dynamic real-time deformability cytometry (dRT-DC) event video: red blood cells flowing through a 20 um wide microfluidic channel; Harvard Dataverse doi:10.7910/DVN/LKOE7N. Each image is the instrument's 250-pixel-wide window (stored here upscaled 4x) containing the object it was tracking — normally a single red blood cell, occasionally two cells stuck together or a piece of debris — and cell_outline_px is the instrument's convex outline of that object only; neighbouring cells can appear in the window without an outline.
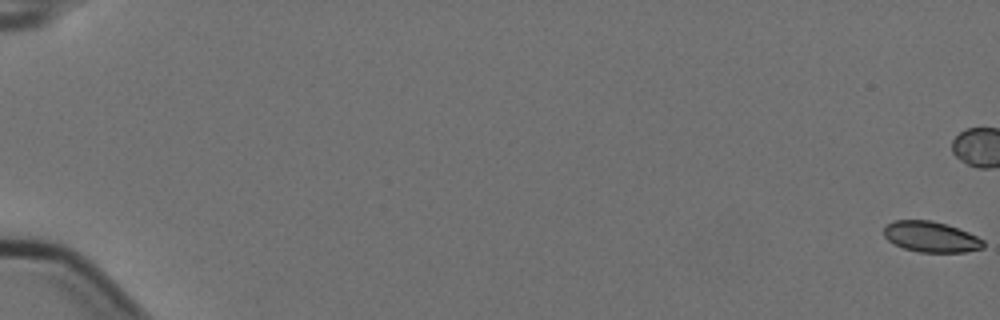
{"species": "Egyptian fruit bat (a non-hibernating species)", "species_latin": "Rousettus aegyptiacus", "temperature_condition": "cold", "stored_images_in_passage": 17, "camera_frame_rate_fps": 3000, "um_per_image_px": 0.085, "animal": {"sex": "female"}, "frame": {"image": 1, "passage_image": 1, "time_ms": 0.0, "image_size_px": [1000, 320], "cell_outline_px": [[984, 248], [964, 252], [920, 252], [904, 248], [888, 240], [884, 236], [884, 228], [892, 220], [932, 220], [948, 224], [968, 232], [984, 240]], "centroid_in_image_um": [79.15, 20.12], "position_along_channel_um": 5.9, "area_um2": 17.8}}
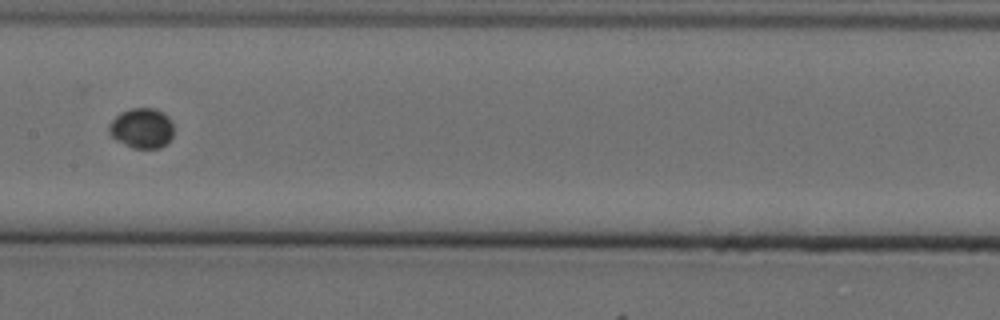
{"frame": {"image": 2, "passage_image": 10, "time_ms": 3.0, "image_size_px": [1000, 320], "cell_outline_px": [[172, 136], [168, 144], [160, 148], [132, 148], [116, 140], [108, 132], [108, 124], [120, 112], [128, 108], [156, 108], [164, 112], [168, 116], [172, 124]], "centroid_in_image_um": [12.05, 10.89], "position_along_channel_um": 195.4, "area_um2": 15.37}}
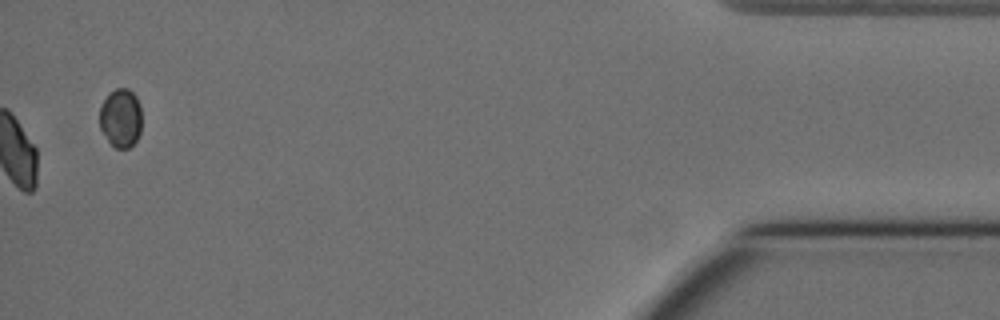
{"frame": {"image": 3, "passage_image": 17, "time_ms": 5.333, "image_size_px": [1000, 320], "cell_outline_px": [[140, 132], [136, 140], [128, 148], [116, 148], [108, 140], [100, 128], [100, 104], [116, 88], [128, 88], [136, 96], [140, 104]], "centroid_in_image_um": [10.26, 10.02], "position_along_channel_um": 424.9, "area_um2": 14.22}}